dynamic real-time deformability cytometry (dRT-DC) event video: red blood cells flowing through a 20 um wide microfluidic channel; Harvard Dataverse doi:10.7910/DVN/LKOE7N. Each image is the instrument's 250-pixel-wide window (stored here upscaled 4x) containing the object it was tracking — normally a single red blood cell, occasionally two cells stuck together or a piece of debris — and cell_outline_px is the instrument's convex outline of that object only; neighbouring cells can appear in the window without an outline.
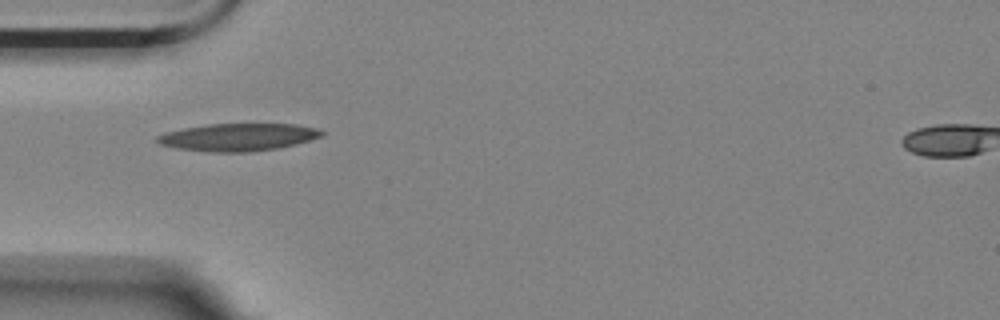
{"species": "Egyptian fruit bat (a non-hibernating species)", "species_latin": "Rousettus aegyptiacus", "temperature_condition": "room temperature", "stored_images_in_passage": 40, "camera_frame_rate_fps": 3000, "um_per_image_px": 0.085, "animal": {"sex": "female"}, "frame": {"image": 1, "passage_image": 1, "time_ms": 0.0, "image_size_px": [1000, 320], "cell_outline_px": [[328, 132], [324, 136], [296, 144], [276, 148], [252, 152], [212, 152], [180, 148], [160, 144], [156, 140], [156, 136], [164, 132], [184, 128], [208, 124], [296, 124], [316, 128]], "centroid_in_image_um": [20.29, 11.65], "position_along_channel_um": 64.7, "area_um2": 26.41}}
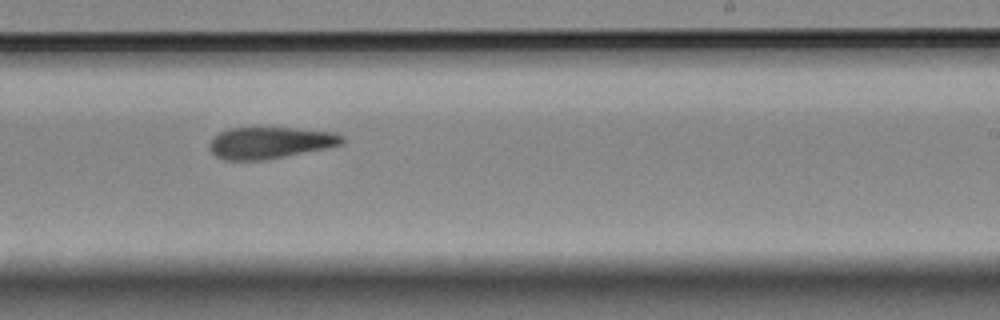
{"frame": {"image": 2, "passage_image": 18, "time_ms": 5.667, "image_size_px": [1000, 320], "cell_outline_px": [[344, 140], [340, 144], [324, 148], [264, 160], [224, 160], [216, 156], [208, 148], [208, 144], [220, 132], [228, 128], [292, 128], [332, 132], [344, 136]], "centroid_in_image_um": [22.9, 12.13], "position_along_channel_um": 266.1, "area_um2": 24.04}}
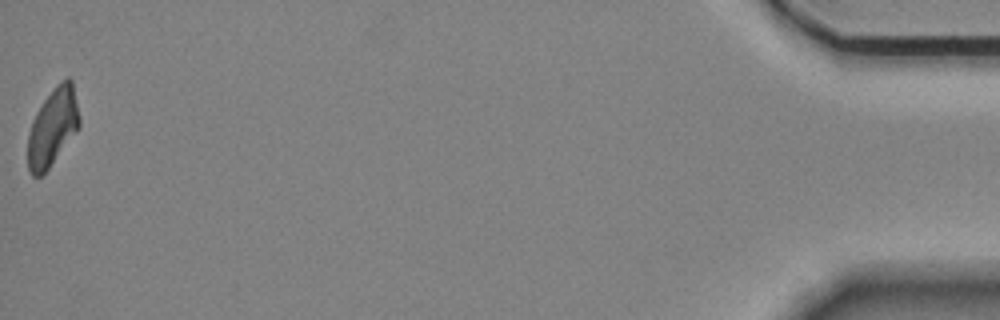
{"frame": {"image": 3, "passage_image": 40, "time_ms": 13.0, "image_size_px": [1000, 320], "cell_outline_px": [[80, 124], [76, 132], [48, 168], [40, 176], [32, 176], [28, 168], [28, 132], [32, 120], [36, 112], [44, 100], [56, 84], [60, 80], [68, 76], [72, 80], [80, 116]], "centroid_in_image_um": [4.48, 10.77], "position_along_channel_um": 430.7, "area_um2": 23.24}, "authors_computed_cell_mechanics": {"area_um2": 24.7962, "velocity_mm_per_s": 3.5589, "shape_relaxation_time_tau1_ms": null, "shape_relaxation_time_tau2_ms": 5.5952, "deformation_change_tau1": null, "deformation_change_tau2": 0.155}}